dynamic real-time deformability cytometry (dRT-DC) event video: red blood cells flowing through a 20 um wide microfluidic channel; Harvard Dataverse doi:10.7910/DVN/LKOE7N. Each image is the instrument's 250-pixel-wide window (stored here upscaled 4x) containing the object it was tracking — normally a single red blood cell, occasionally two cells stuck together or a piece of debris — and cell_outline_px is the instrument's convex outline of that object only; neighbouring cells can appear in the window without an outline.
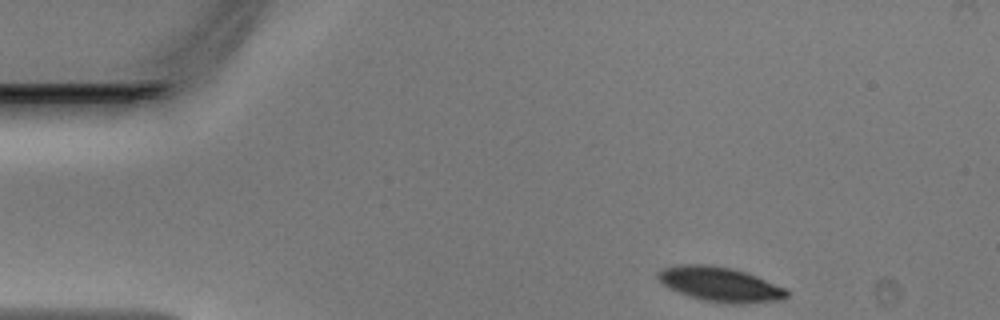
{"species": "Egyptian fruit bat (a non-hibernating species)", "species_latin": "Rousettus aegyptiacus", "temperature_condition": "warm", "stored_images_in_passage": 35, "camera_frame_rate_fps": 3000, "um_per_image_px": 0.085, "animal": {"sex": "male"}, "frame": {"image": 1, "passage_image": 1, "time_ms": 0.0, "image_size_px": [1000, 320], "cell_outline_px": [[788, 296], [780, 300], [744, 304], [736, 304], [704, 300], [668, 288], [656, 276], [656, 272], [664, 268], [680, 264], [704, 264], [732, 268], [748, 272], [784, 288], [788, 292]], "centroid_in_image_um": [61.21, 24.15], "position_along_channel_um": 23.8, "area_um2": 25.72}}
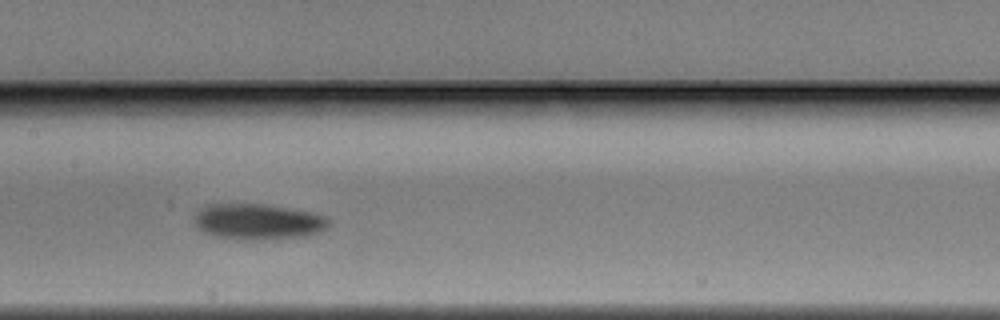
{"frame": {"image": 2, "passage_image": 18, "time_ms": 5.667, "image_size_px": [1000, 320], "cell_outline_px": [[332, 220], [328, 228], [320, 232], [304, 236], [260, 240], [244, 240], [212, 236], [196, 228], [192, 220], [192, 216], [200, 208], [208, 204], [264, 204], [312, 212], [328, 216]], "centroid_in_image_um": [21.91, 18.84], "position_along_channel_um": 185.5, "area_um2": 28.67}}
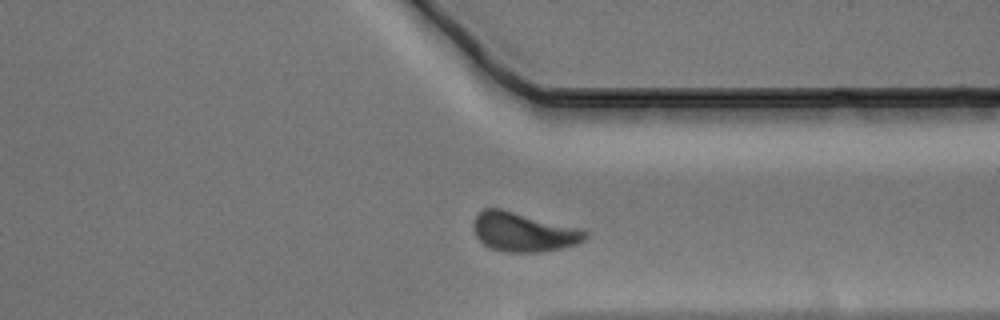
{"frame": {"image": 3, "passage_image": 31, "time_ms": 10.0, "image_size_px": [1000, 320], "cell_outline_px": [[588, 236], [584, 240], [576, 244], [560, 248], [540, 252], [504, 252], [488, 248], [476, 236], [476, 216], [484, 208], [500, 208], [580, 228], [588, 232]], "centroid_in_image_um": [44.53, 19.73], "position_along_channel_um": 366.9, "area_um2": 25.26}}